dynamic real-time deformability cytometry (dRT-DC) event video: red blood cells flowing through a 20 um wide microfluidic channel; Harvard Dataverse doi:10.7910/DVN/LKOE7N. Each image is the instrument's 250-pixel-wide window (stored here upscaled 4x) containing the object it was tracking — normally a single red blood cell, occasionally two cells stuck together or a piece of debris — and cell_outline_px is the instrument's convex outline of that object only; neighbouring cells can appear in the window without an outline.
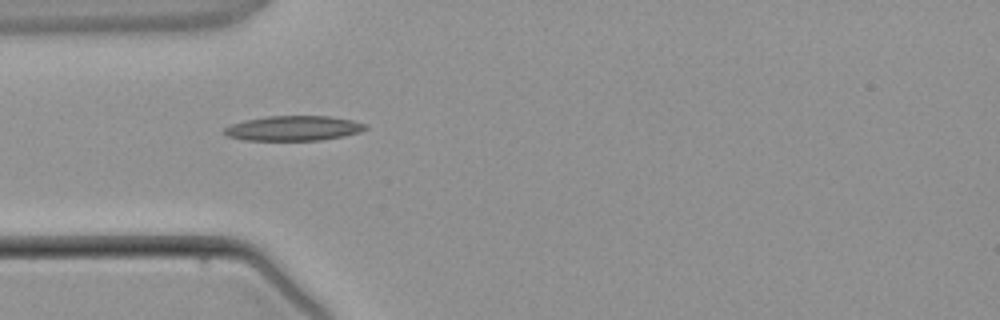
{"species": "common noctule bat (a hibernating species)", "species_latin": "Nyctalus noctula", "temperature_condition": "warm", "stored_images_in_passage": 1, "camera_frame_rate_fps": 3000, "um_per_image_px": 0.085, "animal": {"sex": "male", "body_mass_g": 21.5, "forearm_length_mm": 52.0}, "frame": {"image": 1, "passage_image": 1, "time_ms": 0.0, "image_size_px": [1000, 320], "cell_outline_px": [[368, 128], [360, 132], [344, 136], [320, 140], [244, 140], [228, 136], [220, 132], [224, 128], [232, 124], [244, 120], [268, 116], [328, 116], [352, 120], [368, 124]], "centroid_in_image_um": [24.95, 10.9], "position_along_channel_um": 60.1, "area_um2": 20.58}}